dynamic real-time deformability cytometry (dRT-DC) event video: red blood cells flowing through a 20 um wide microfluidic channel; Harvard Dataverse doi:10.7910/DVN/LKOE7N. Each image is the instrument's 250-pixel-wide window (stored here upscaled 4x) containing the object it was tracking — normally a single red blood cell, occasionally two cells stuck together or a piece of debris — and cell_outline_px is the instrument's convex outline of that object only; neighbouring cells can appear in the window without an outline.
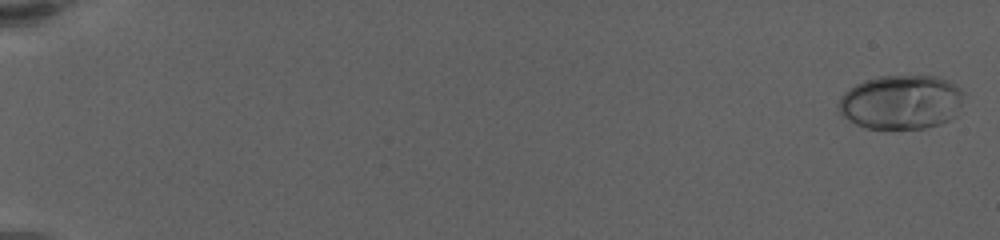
{"species": "human", "species_latin": "Homo sapiens", "temperature_condition": "warm", "stored_images_in_passage": 37, "camera_frame_rate_fps": 3000, "um_per_image_px": 0.085, "donor": {"sex": "female"}, "frame": {"image": 1, "passage_image": 1, "time_ms": 0.0, "image_size_px": [1000, 240], "cell_outline_px": [[964, 92], [956, 116], [940, 124], [924, 128], [868, 128], [856, 124], [844, 116], [840, 112], [840, 96], [848, 88], [864, 80], [880, 76], [940, 76], [948, 80], [960, 88]], "centroid_in_image_um": [76.62, 8.66], "position_along_channel_um": 8.4, "area_um2": 39.48}}
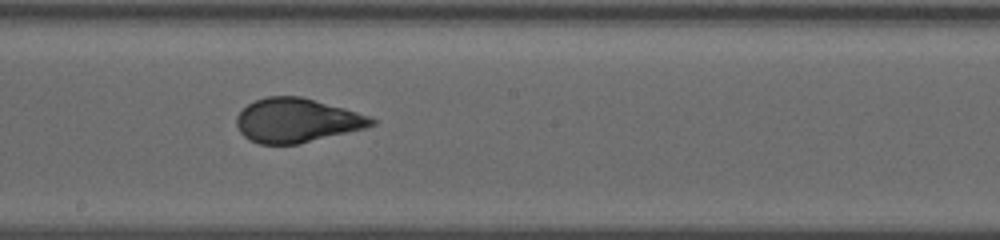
{"frame": {"image": 2, "passage_image": 20, "time_ms": 12.333, "image_size_px": [1000, 240], "cell_outline_px": [[376, 124], [364, 128], [296, 144], [260, 144], [244, 136], [240, 132], [236, 124], [236, 116], [248, 104], [256, 100], [268, 96], [300, 96], [344, 108], [368, 116], [376, 120]], "centroid_in_image_um": [25.2, 10.23], "position_along_channel_um": 223.0, "area_um2": 34.16}}
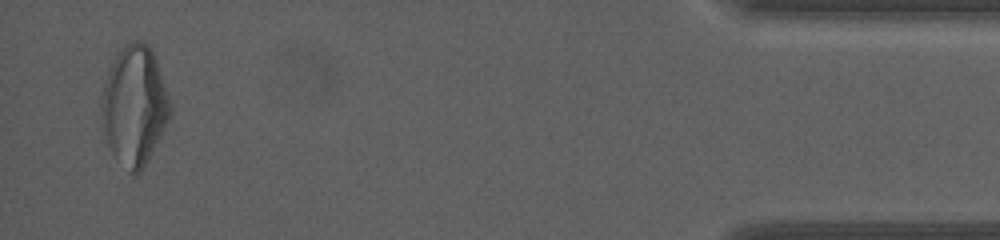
{"frame": {"image": 3, "passage_image": 36, "time_ms": 20.333, "image_size_px": [1000, 240], "cell_outline_px": [[172, 112], [168, 120], [140, 172], [136, 176], [128, 172], [112, 152], [108, 144], [104, 128], [100, 108], [104, 84], [108, 72], [120, 48], [124, 44], [132, 40], [140, 40], [148, 44], [152, 48], [168, 96]], "centroid_in_image_um": [11.41, 8.94], "position_along_channel_um": 423.8, "area_um2": 46.93}, "authors_computed_cell_mechanics": {"area_um2": 35.4314, "velocity_mm_per_s": 3.3666, "shape_relaxation_time_tau1_ms": 6.2318, "shape_relaxation_time_tau2_ms": null, "deformation_change_tau1": 0.2159, "deformation_change_tau2": null}}